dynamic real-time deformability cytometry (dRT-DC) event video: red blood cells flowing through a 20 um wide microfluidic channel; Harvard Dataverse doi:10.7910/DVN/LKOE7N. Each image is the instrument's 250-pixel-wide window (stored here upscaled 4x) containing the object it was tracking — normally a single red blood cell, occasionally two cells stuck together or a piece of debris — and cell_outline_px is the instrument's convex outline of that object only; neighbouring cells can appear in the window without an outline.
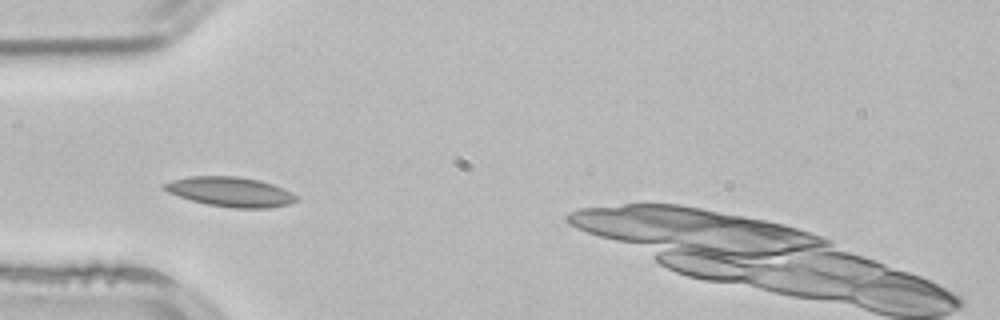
{"species": "common noctule bat (a hibernating species)", "species_latin": "Nyctalus noctula", "temperature_condition": "room temperature", "stored_images_in_passage": 14, "camera_frame_rate_fps": 3000, "um_per_image_px": 0.085, "animal": {"sex": "male", "body_mass_g": 21.5, "forearm_length_mm": 52.0}, "frame": {"image": 1, "passage_image": 5, "time_ms": 1.333, "image_size_px": [1000, 320], "cell_outline_px": [[300, 200], [288, 204], [268, 208], [232, 208], [208, 204], [192, 200], [168, 192], [160, 188], [160, 184], [172, 180], [188, 176], [236, 176], [260, 180], [272, 184], [292, 192]], "centroid_in_image_um": [19.56, 16.29], "position_along_channel_um": 65.4, "area_um2": 22.89}}